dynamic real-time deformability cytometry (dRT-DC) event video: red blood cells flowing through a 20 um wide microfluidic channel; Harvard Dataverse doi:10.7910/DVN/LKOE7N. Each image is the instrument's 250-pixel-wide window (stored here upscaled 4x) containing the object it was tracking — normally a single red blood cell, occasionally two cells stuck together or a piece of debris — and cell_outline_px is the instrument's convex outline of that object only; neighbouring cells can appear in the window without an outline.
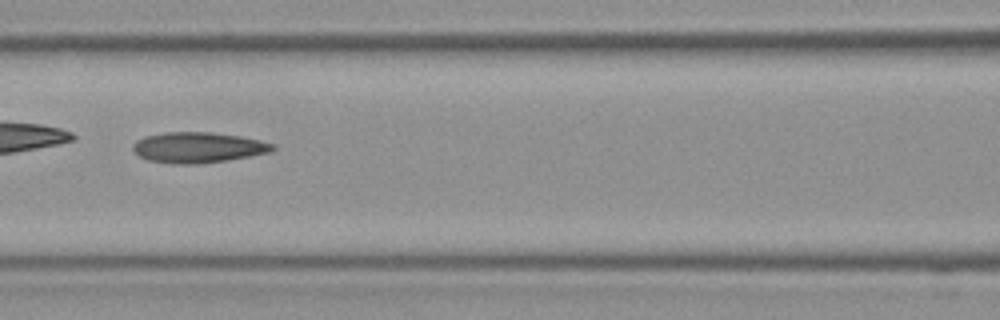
{"species": "Egyptian fruit bat (a non-hibernating species)", "species_latin": "Rousettus aegyptiacus", "temperature_condition": "room temperature", "stored_images_in_passage": 28, "camera_frame_rate_fps": 3000, "um_per_image_px": 0.085, "frame": {"image": 1, "passage_image": 9, "time_ms": 2.667, "image_size_px": [1000, 320], "cell_outline_px": [[276, 148], [268, 152], [228, 160], [200, 164], [172, 164], [148, 160], [140, 156], [132, 148], [132, 144], [136, 140], [144, 136], [168, 132], [212, 132], [240, 136], [260, 140], [276, 144]], "centroid_in_image_um": [16.83, 12.53], "position_along_channel_um": 149.8, "area_um2": 24.97}}